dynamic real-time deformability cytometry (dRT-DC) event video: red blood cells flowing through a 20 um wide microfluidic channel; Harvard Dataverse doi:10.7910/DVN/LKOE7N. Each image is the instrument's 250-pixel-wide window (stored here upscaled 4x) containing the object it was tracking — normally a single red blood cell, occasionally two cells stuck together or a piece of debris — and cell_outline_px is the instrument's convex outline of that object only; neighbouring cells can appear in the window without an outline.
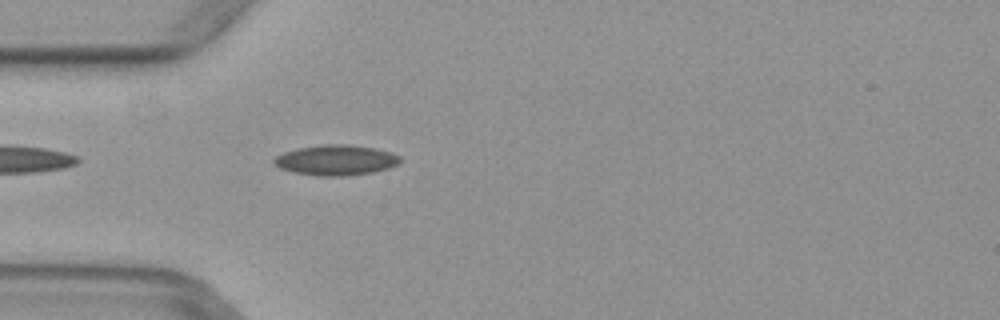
{"species": "common noctule bat (a hibernating species)", "species_latin": "Nyctalus noctula", "temperature_condition": "warm", "stored_images_in_passage": 1, "camera_frame_rate_fps": 3000, "um_per_image_px": 0.085, "animal": {"sex": "female", "body_mass_g": 29.2, "forearm_length_mm": 56.3}, "frame": {"image": 1, "passage_image": 1, "time_ms": 0.0, "image_size_px": [1000, 320], "cell_outline_px": [[400, 160], [396, 164], [388, 168], [372, 172], [344, 176], [320, 176], [292, 172], [280, 168], [272, 160], [276, 156], [284, 152], [296, 148], [324, 144], [348, 144], [376, 148], [392, 152], [400, 156]], "centroid_in_image_um": [28.54, 13.6], "position_along_channel_um": 56.5, "area_um2": 22.31}}